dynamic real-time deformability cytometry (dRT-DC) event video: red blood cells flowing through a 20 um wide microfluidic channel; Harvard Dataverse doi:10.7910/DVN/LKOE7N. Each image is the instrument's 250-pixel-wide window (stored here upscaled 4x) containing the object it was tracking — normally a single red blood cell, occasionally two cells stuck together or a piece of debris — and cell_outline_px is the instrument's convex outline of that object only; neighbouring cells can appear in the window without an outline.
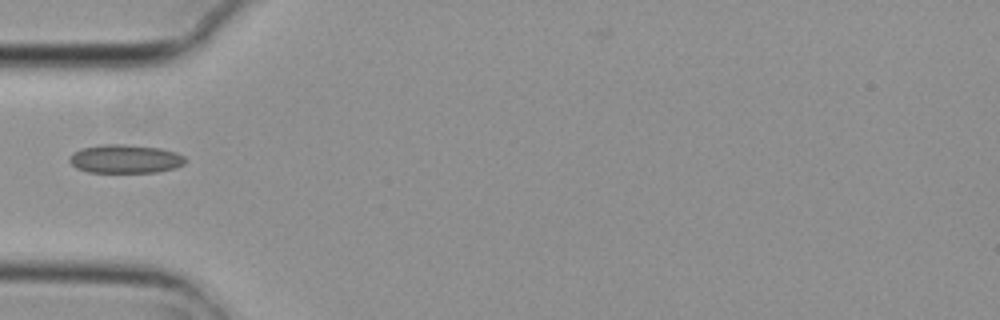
{"species": "common noctule bat (a hibernating species)", "species_latin": "Nyctalus noctula", "temperature_condition": "cold", "stored_images_in_passage": 5, "camera_frame_rate_fps": 3000, "um_per_image_px": 0.085, "animal": {"sex": "female", "body_mass_g": 29.2, "forearm_length_mm": 56.3}, "frame": {"image": 1, "passage_image": 5, "time_ms": 1.333, "image_size_px": [1000, 320], "cell_outline_px": [[184, 164], [176, 168], [156, 172], [88, 172], [76, 168], [68, 160], [72, 152], [80, 148], [104, 144], [124, 144], [160, 148], [176, 152], [184, 156]], "centroid_in_image_um": [10.62, 13.5], "position_along_channel_um": 74.4, "area_um2": 19.36}}